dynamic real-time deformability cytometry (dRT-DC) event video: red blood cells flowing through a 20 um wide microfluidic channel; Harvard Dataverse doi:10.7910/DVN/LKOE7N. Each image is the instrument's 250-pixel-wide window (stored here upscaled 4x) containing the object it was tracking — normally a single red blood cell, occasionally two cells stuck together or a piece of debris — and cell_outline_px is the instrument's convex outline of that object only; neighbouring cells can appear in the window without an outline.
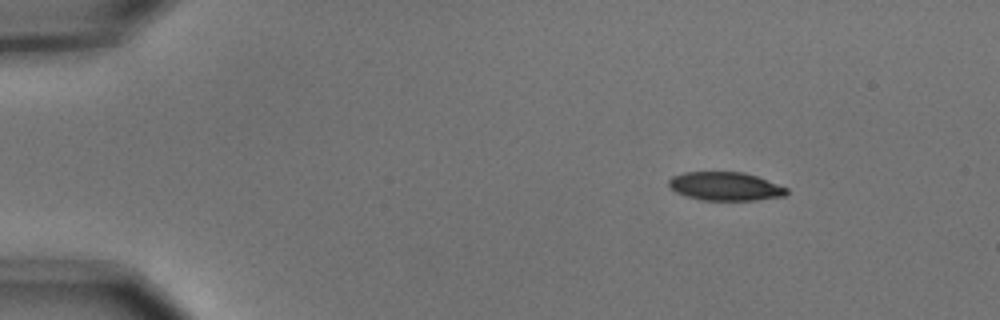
{"species": "common noctule bat (a hibernating species)", "species_latin": "Nyctalus noctula", "temperature_condition": "cold", "stored_images_in_passage": 4, "camera_frame_rate_fps": 3000, "um_per_image_px": 0.085, "animal": {"sex": "male", "body_mass_g": 15.6}, "frame": {"image": 1, "passage_image": 1, "time_ms": 0.0, "image_size_px": [1000, 320], "cell_outline_px": [[788, 192], [784, 196], [756, 200], [700, 200], [676, 192], [668, 184], [668, 180], [672, 176], [684, 172], [744, 172], [756, 176], [788, 188]], "centroid_in_image_um": [61.65, 15.83], "position_along_channel_um": 23.4, "area_um2": 19.48}}
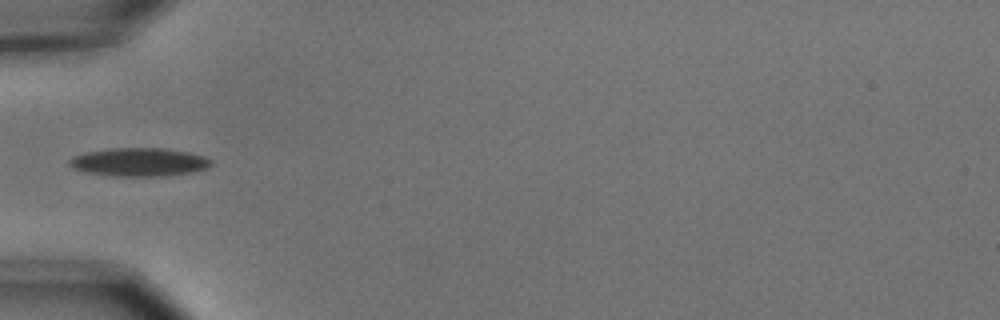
{"frame": {"image": 2, "passage_image": 4, "time_ms": 1.0, "image_size_px": [1000, 320], "cell_outline_px": [[212, 164], [208, 168], [192, 172], [164, 176], [112, 176], [88, 172], [72, 168], [68, 164], [68, 160], [72, 156], [88, 152], [112, 148], [164, 148], [188, 152], [204, 156], [212, 160]], "centroid_in_image_um": [11.84, 13.78], "position_along_channel_um": 73.2, "area_um2": 23.47}}